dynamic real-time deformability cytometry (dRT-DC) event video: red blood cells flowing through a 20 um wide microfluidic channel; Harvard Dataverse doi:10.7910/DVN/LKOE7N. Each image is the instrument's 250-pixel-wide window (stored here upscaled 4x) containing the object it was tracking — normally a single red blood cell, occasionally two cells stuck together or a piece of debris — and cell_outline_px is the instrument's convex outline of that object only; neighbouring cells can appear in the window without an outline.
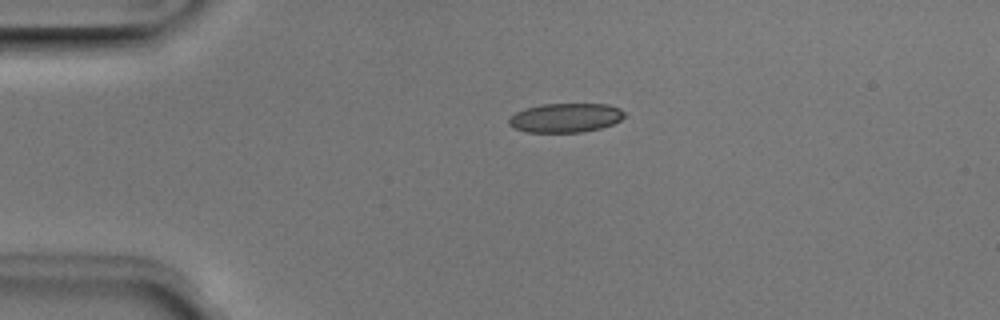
{"species": "Egyptian fruit bat (a non-hibernating species)", "species_latin": "Rousettus aegyptiacus", "temperature_condition": "room temperature", "stored_images_in_passage": 2, "camera_frame_rate_fps": 3000, "um_per_image_px": 0.085, "animal": {"sex": "male"}, "frame": {"image": 1, "passage_image": 1, "time_ms": 0.0, "image_size_px": [1000, 320], "cell_outline_px": [[624, 116], [620, 120], [612, 124], [600, 128], [580, 132], [528, 132], [516, 128], [508, 124], [508, 120], [516, 112], [524, 108], [540, 104], [608, 104], [620, 108], [624, 112]], "centroid_in_image_um": [48.07, 10.0], "position_along_channel_um": 36.9, "area_um2": 19.54}}